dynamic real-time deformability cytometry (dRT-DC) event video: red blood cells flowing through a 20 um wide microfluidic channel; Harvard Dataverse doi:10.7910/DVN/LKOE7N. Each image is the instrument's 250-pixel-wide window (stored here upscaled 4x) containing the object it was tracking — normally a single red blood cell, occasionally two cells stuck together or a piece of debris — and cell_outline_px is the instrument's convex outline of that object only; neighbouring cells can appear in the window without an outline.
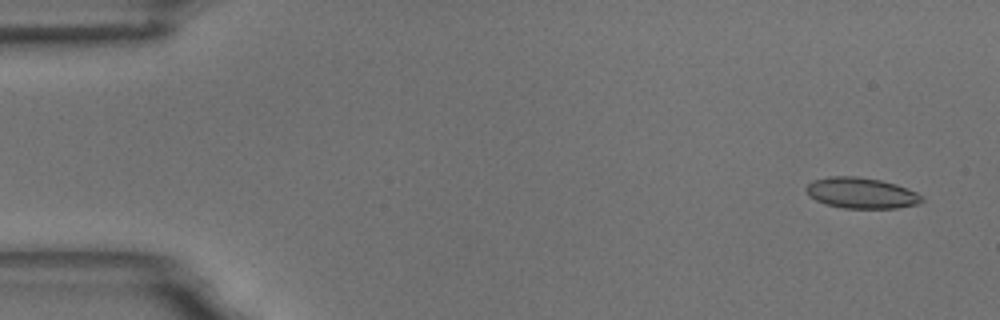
{"species": "common noctule bat (a hibernating species)", "species_latin": "Nyctalus noctula", "temperature_condition": "room temperature", "stored_images_in_passage": 57, "camera_frame_rate_fps": 3000, "um_per_image_px": 0.085, "animal": {"sex": "male", "body_mass_g": 18.8}, "frame": {"image": 1, "passage_image": 2, "time_ms": 0.333, "image_size_px": [1000, 320], "cell_outline_px": [[924, 200], [916, 204], [896, 208], [844, 208], [828, 204], [816, 200], [808, 196], [804, 188], [812, 180], [828, 176], [856, 176], [880, 180], [896, 184], [916, 192]], "centroid_in_image_um": [73.16, 16.39], "position_along_channel_um": 11.8, "area_um2": 20.69}}
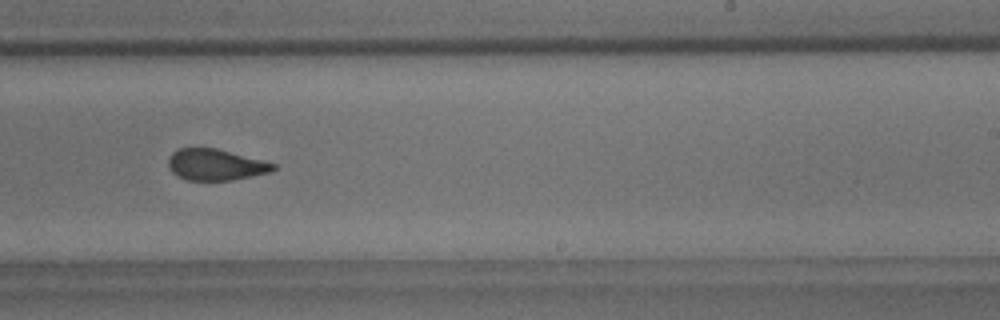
{"frame": {"image": 2, "passage_image": 35, "time_ms": 11.333, "image_size_px": [1000, 320], "cell_outline_px": [[276, 168], [272, 172], [232, 180], [184, 180], [176, 176], [168, 168], [168, 160], [172, 152], [180, 148], [216, 148], [264, 160], [276, 164]], "centroid_in_image_um": [18.32, 14.0], "position_along_channel_um": 270.7, "area_um2": 19.31}}
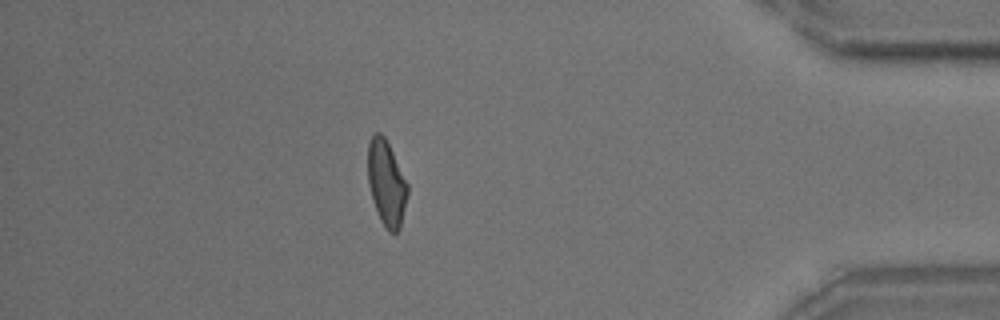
{"frame": {"image": 3, "passage_image": 50, "time_ms": 16.333, "image_size_px": [1000, 320], "cell_outline_px": [[408, 192], [400, 228], [396, 232], [388, 232], [380, 220], [372, 200], [368, 184], [368, 144], [372, 136], [376, 132], [380, 132], [384, 136], [408, 184]], "centroid_in_image_um": [32.83, 15.58], "position_along_channel_um": 402.4, "area_um2": 19.59}, "authors_computed_cell_mechanics": {"area_um2": 20.4034, "velocity_mm_per_s": 3.4661, "shape_relaxation_time_tau1_ms": null, "shape_relaxation_time_tau2_ms": 1.4358, "deformation_change_tau1": null, "deformation_change_tau2": 0.082}}